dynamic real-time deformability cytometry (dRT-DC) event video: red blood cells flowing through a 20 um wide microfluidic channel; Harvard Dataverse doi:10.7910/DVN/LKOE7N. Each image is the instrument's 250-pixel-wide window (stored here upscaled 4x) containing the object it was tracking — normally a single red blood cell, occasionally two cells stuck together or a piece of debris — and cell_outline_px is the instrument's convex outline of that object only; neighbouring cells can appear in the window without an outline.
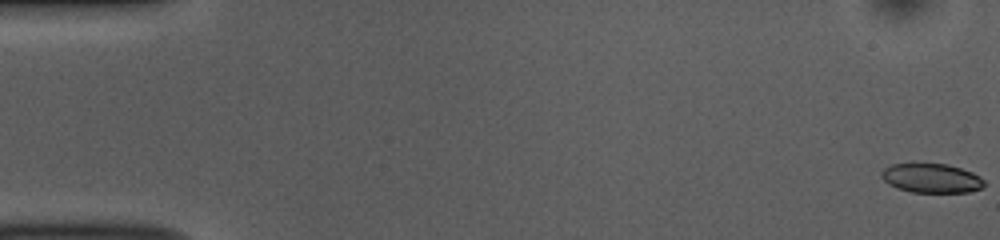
{"species": "common noctule bat (a hibernating species)", "species_latin": "Nyctalus noctula", "temperature_condition": "room temperature", "stored_images_in_passage": 54, "camera_frame_rate_fps": 3000, "um_per_image_px": 0.085, "animal": {"sex": "female", "body_mass_g": 10.0, "forearm_length_mm": 53.1}, "frame": {"image": 1, "passage_image": 1, "time_ms": 0.0, "image_size_px": [1000, 240], "cell_outline_px": [[984, 184], [980, 188], [968, 192], [912, 192], [896, 188], [888, 184], [880, 176], [880, 172], [884, 168], [892, 164], [948, 164], [972, 172], [980, 176], [984, 180]], "centroid_in_image_um": [79.14, 15.14], "position_along_channel_um": 5.9, "area_um2": 17.46}}
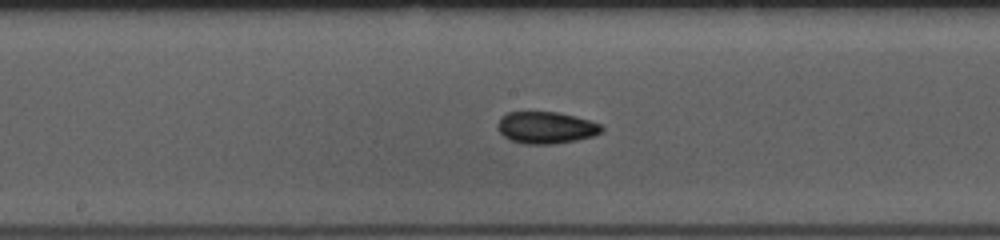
{"frame": {"image": 2, "passage_image": 28, "time_ms": 9.0, "image_size_px": [1000, 240], "cell_outline_px": [[604, 128], [600, 132], [592, 136], [576, 140], [552, 144], [524, 144], [512, 140], [504, 136], [496, 128], [496, 124], [500, 116], [508, 112], [556, 112], [576, 116], [600, 124]], "centroid_in_image_um": [46.37, 10.84], "position_along_channel_um": 201.8, "area_um2": 19.31}}
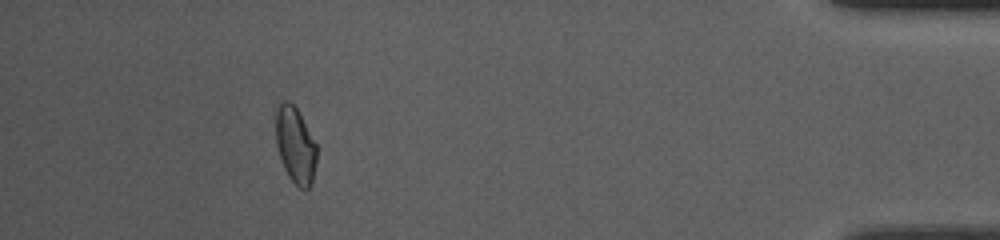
{"frame": {"image": 3, "passage_image": 49, "time_ms": 16.0, "image_size_px": [1000, 240], "cell_outline_px": [[316, 164], [312, 180], [308, 188], [300, 188], [288, 176], [284, 168], [276, 144], [276, 112], [280, 100], [288, 100], [296, 108], [316, 144]], "centroid_in_image_um": [25.09, 12.32], "position_along_channel_um": 410.1, "area_um2": 17.86}, "authors_computed_cell_mechanics": {"area_um2": 18.5827, "velocity_mm_per_s": 3.786, "shape_relaxation_time_tau1_ms": 6.5367, "shape_relaxation_time_tau2_ms": 4.5834, "deformation_change_tau1": 0.105, "deformation_change_tau2": 0.0851}}